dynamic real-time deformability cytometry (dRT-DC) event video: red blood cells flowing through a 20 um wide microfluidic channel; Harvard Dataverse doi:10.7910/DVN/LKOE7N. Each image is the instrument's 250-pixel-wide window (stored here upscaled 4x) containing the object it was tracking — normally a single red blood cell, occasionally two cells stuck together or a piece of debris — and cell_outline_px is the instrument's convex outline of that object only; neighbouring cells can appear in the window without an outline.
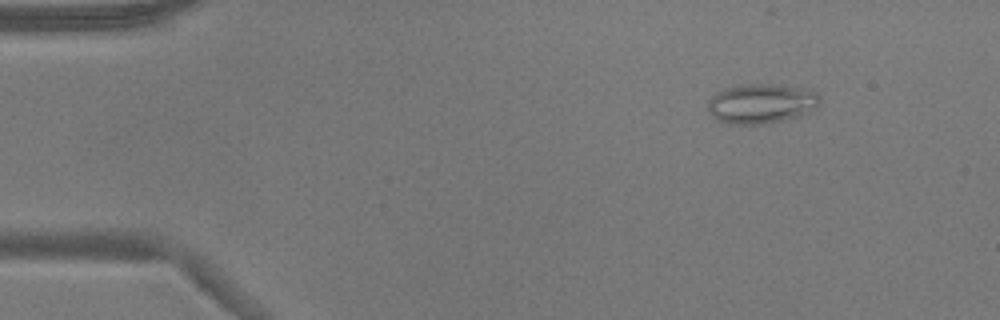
{"species": "common noctule bat (a hibernating species)", "species_latin": "Nyctalus noctula", "temperature_condition": "warm", "stored_images_in_passage": 19, "camera_frame_rate_fps": 3000, "um_per_image_px": 0.085, "animal": {"sex": "male", "body_mass_g": 17.9}, "frame": {"image": 1, "passage_image": 4, "time_ms": 1.0, "image_size_px": [1000, 320], "cell_outline_px": [[820, 104], [816, 108], [808, 112], [796, 116], [780, 120], [760, 124], [732, 124], [716, 120], [708, 112], [708, 100], [716, 92], [724, 88], [748, 84], [780, 84], [808, 88], [816, 92], [820, 96]], "centroid_in_image_um": [64.71, 8.78], "position_along_channel_um": 20.3, "area_um2": 26.07}}